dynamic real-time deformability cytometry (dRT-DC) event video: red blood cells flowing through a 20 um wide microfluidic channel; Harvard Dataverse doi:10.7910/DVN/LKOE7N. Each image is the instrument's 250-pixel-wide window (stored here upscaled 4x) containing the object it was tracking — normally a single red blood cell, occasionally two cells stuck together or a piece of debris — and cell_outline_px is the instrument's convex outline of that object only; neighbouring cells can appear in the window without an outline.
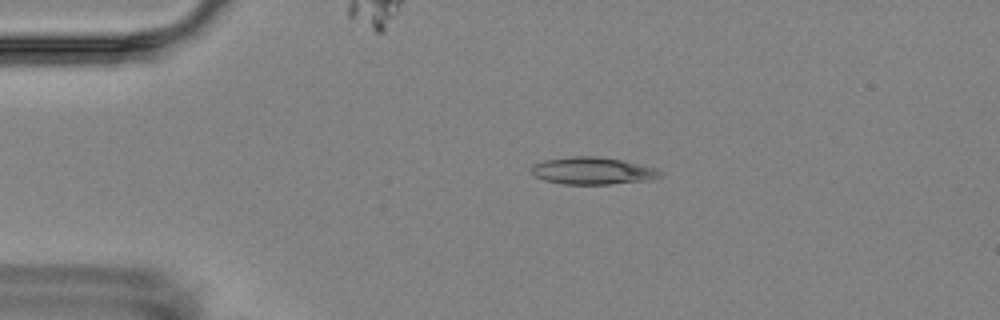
{"species": "Egyptian fruit bat (a non-hibernating species)", "species_latin": "Rousettus aegyptiacus", "temperature_condition": "room temperature", "stored_images_in_passage": 15, "camera_frame_rate_fps": 3000, "um_per_image_px": 0.085, "animal": {"sex": "female"}, "frame": {"image": 1, "passage_image": 3, "time_ms": 2.333, "image_size_px": [1000, 320], "cell_outline_px": [[664, 176], [652, 180], [608, 184], [564, 184], [544, 180], [536, 176], [528, 168], [532, 164], [544, 160], [572, 156], [596, 156], [620, 160], [656, 168], [664, 172]], "centroid_in_image_um": [50.39, 14.52], "position_along_channel_um": 34.6, "area_um2": 20.58}}
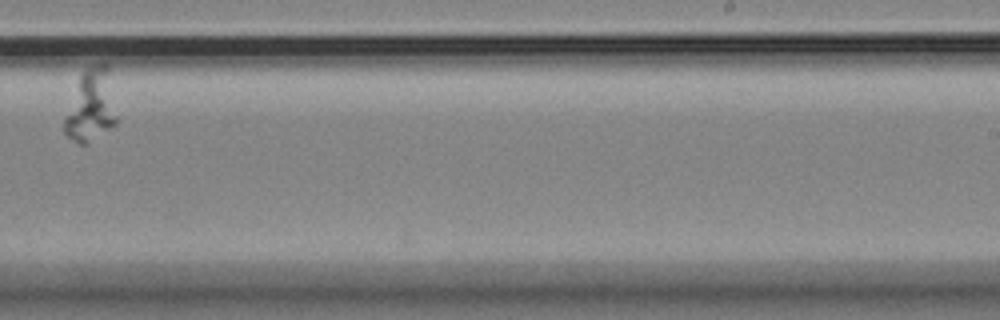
{"frame": {"image": 2, "passage_image": 10, "time_ms": 11.0, "image_size_px": [1000, 320], "cell_outline_px": [[116, 124], [88, 144], [80, 144], [68, 136], [64, 132], [64, 116], [80, 76], [84, 68], [92, 64], [104, 60], [108, 64], [116, 116]], "centroid_in_image_um": [7.74, 8.95], "position_along_channel_um": 281.3, "area_um2": 22.08}}
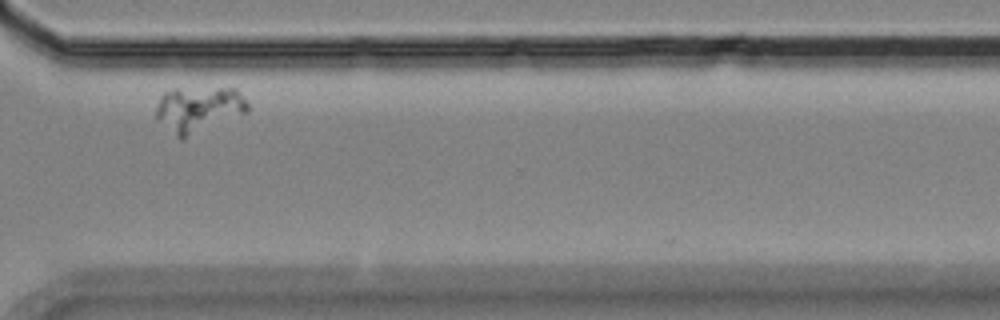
{"frame": {"image": 3, "passage_image": 12, "time_ms": 13.333, "image_size_px": [1000, 320], "cell_outline_px": [[248, 112], [184, 140], [180, 140], [156, 116], [156, 108], [160, 96], [164, 92], [172, 88], [236, 88], [248, 104]], "centroid_in_image_um": [16.89, 9.29], "position_along_channel_um": 353.7, "area_um2": 24.62}}